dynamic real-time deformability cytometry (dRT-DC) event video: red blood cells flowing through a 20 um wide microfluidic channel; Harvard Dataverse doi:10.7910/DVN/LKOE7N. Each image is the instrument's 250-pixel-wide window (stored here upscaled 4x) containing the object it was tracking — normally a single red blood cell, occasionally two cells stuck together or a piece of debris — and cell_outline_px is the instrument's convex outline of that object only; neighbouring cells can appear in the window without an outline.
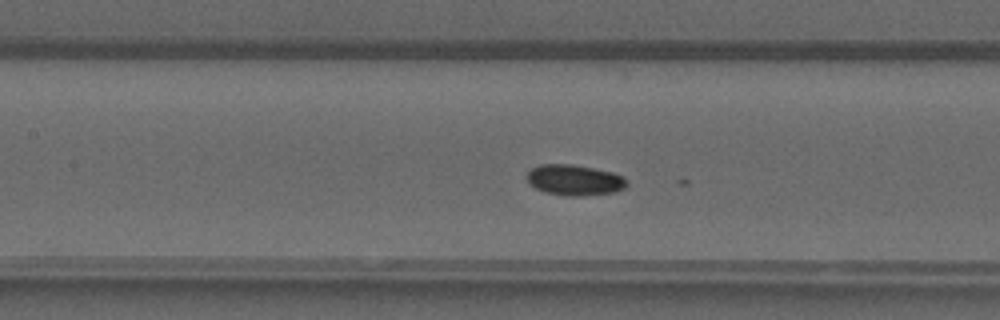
{"species": "common noctule bat (a hibernating species)", "species_latin": "Nyctalus noctula", "temperature_condition": "warm", "stored_images_in_passage": 45, "camera_frame_rate_fps": 3000, "um_per_image_px": 0.085, "animal": {"sex": "male", "forearm_length_mm": 52.5}, "frame": {"image": 1, "passage_image": 18, "time_ms": 5.667, "image_size_px": [1000, 320], "cell_outline_px": [[628, 184], [624, 188], [616, 192], [584, 196], [564, 196], [544, 192], [528, 184], [524, 176], [528, 168], [540, 164], [572, 164], [612, 172], [624, 176], [628, 180]], "centroid_in_image_um": [48.78, 15.3], "position_along_channel_um": 158.6, "area_um2": 18.44}}
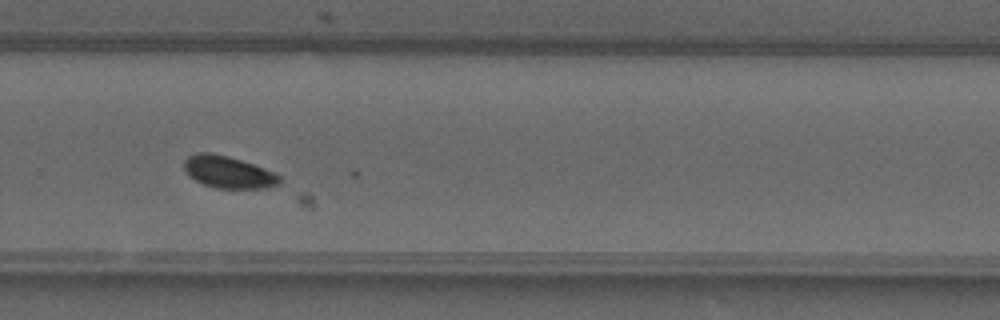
{"frame": {"image": 2, "passage_image": 29, "time_ms": 9.333, "image_size_px": [1000, 320], "cell_outline_px": [[284, 180], [280, 184], [268, 188], [216, 188], [204, 184], [188, 176], [184, 168], [184, 160], [188, 156], [196, 152], [212, 152], [228, 156], [276, 172]], "centroid_in_image_um": [19.43, 14.63], "position_along_channel_um": 310.4, "area_um2": 18.03}}
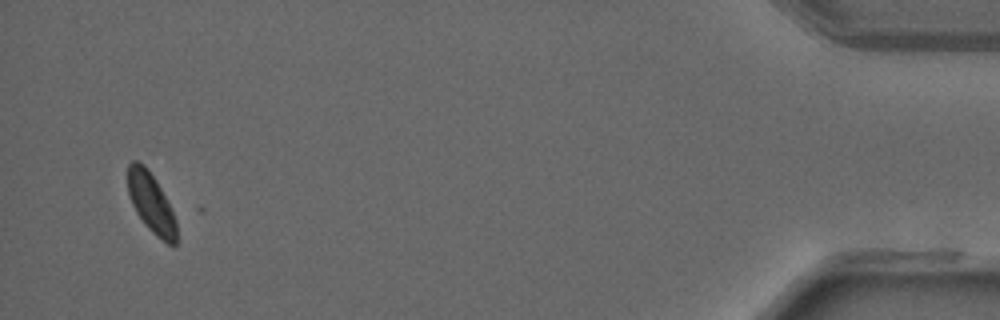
{"frame": {"image": 3, "passage_image": 43, "time_ms": 14.0, "image_size_px": [1000, 320], "cell_outline_px": [[176, 244], [168, 244], [156, 236], [144, 224], [136, 212], [132, 204], [128, 192], [128, 164], [132, 160], [136, 160], [144, 164], [156, 180], [176, 220]], "centroid_in_image_um": [12.82, 17.23], "position_along_channel_um": 422.4, "area_um2": 16.7}}